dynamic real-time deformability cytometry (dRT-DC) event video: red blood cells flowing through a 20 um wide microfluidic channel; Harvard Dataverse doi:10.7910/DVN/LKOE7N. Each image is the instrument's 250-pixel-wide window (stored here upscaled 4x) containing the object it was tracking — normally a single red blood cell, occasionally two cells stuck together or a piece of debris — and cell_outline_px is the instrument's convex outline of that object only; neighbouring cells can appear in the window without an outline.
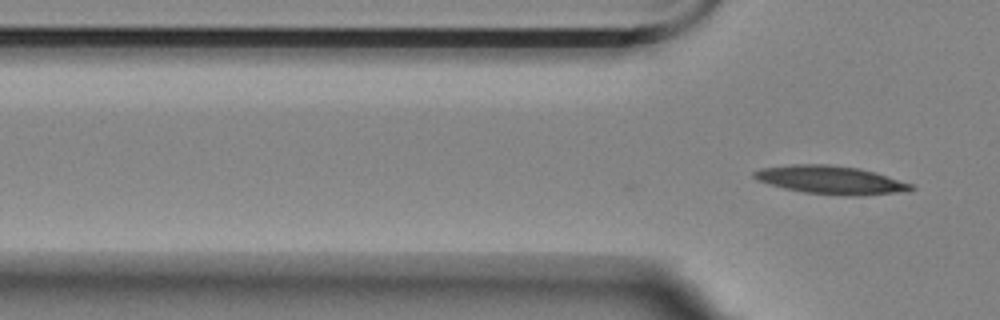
{"species": "Egyptian fruit bat (a non-hibernating species)", "species_latin": "Rousettus aegyptiacus", "temperature_condition": "room temperature", "stored_images_in_passage": 2, "camera_frame_rate_fps": 3000, "um_per_image_px": 0.085, "animal": {"sex": "female"}, "frame": {"image": 1, "passage_image": 2, "time_ms": 0.333, "image_size_px": [1000, 320], "cell_outline_px": [[916, 188], [896, 192], [860, 196], [844, 196], [804, 192], [784, 188], [768, 184], [756, 180], [752, 176], [752, 172], [760, 168], [792, 164], [828, 164], [860, 168], [912, 184]], "centroid_in_image_um": [70.53, 15.29], "position_along_channel_um": 55.3, "area_um2": 25.78}}